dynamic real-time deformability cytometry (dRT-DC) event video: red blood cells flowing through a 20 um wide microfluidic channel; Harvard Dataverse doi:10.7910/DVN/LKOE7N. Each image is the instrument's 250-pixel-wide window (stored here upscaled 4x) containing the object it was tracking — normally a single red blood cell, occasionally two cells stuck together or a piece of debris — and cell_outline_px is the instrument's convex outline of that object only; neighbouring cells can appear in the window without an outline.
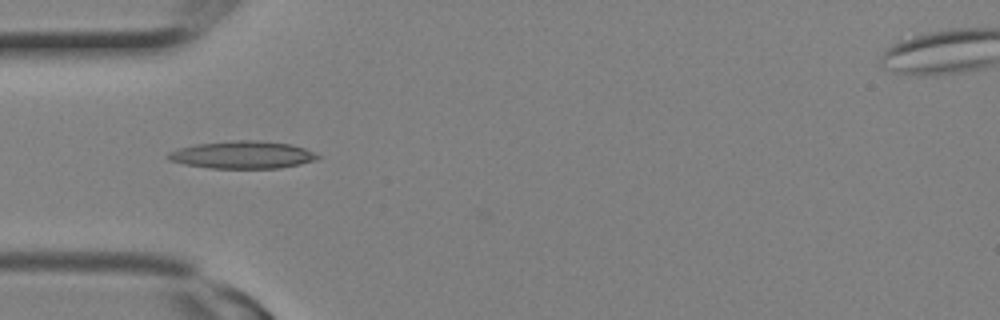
{"species": "Egyptian fruit bat (a non-hibernating species)", "species_latin": "Rousettus aegyptiacus", "temperature_condition": "room temperature", "stored_images_in_passage": 3, "camera_frame_rate_fps": 3000, "um_per_image_px": 0.085, "animal": {"sex": "female"}, "frame": {"image": 1, "passage_image": 3, "time_ms": 0.667, "image_size_px": [1000, 320], "cell_outline_px": [[320, 156], [316, 160], [300, 164], [280, 168], [208, 168], [184, 164], [168, 160], [164, 156], [168, 152], [176, 148], [196, 144], [232, 140], [256, 140], [292, 144], [304, 148]], "centroid_in_image_um": [20.55, 13.16], "position_along_channel_um": 64.5, "area_um2": 24.16}}